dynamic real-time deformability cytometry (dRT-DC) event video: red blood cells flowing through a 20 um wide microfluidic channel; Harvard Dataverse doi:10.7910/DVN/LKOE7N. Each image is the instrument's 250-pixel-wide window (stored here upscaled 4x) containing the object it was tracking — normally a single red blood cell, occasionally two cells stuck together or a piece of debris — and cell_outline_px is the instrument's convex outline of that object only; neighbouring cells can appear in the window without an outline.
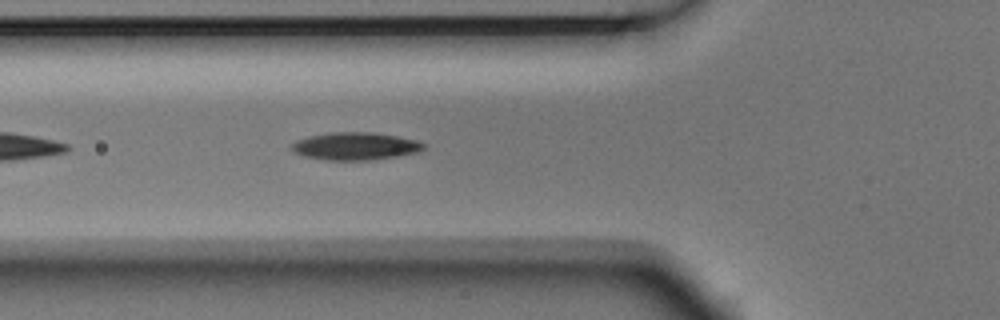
{"species": "Egyptian fruit bat (a non-hibernating species)", "species_latin": "Rousettus aegyptiacus", "temperature_condition": "room temperature", "stored_images_in_passage": 5, "camera_frame_rate_fps": 3000, "um_per_image_px": 0.085, "animal": {"sex": "male"}, "frame": {"image": 1, "passage_image": 5, "time_ms": 1.333, "image_size_px": [1000, 320], "cell_outline_px": [[424, 148], [420, 152], [372, 160], [328, 160], [304, 156], [296, 152], [292, 148], [292, 144], [296, 140], [308, 136], [332, 132], [372, 132], [396, 136], [416, 140], [424, 144]], "centroid_in_image_um": [30.21, 12.42], "position_along_channel_um": 95.6, "area_um2": 21.1}}